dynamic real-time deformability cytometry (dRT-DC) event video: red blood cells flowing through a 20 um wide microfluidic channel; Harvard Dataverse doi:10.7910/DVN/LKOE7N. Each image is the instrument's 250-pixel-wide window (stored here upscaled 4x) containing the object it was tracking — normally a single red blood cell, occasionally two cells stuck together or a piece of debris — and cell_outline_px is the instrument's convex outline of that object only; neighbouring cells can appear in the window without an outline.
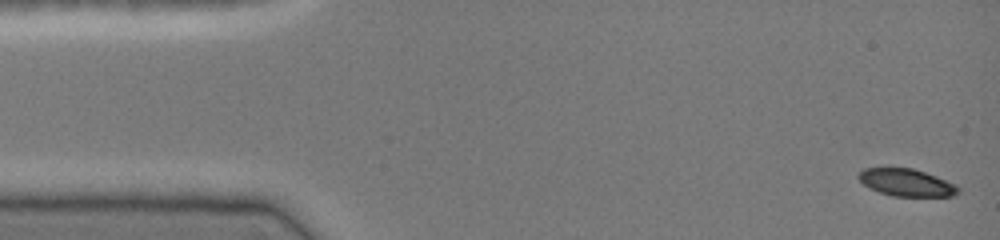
{"species": "common noctule bat (a hibernating species)", "species_latin": "Nyctalus noctula", "temperature_condition": "cold", "stored_images_in_passage": 46, "camera_frame_rate_fps": 3000, "um_per_image_px": 0.085, "animal": {"sex": "female", "body_mass_g": 19.0, "forearm_length_mm": 51.5}, "frame": {"image": 1, "passage_image": 1, "time_ms": 0.0, "image_size_px": [1000, 240], "cell_outline_px": [[960, 192], [952, 196], [892, 196], [880, 192], [864, 184], [856, 176], [864, 168], [912, 168], [936, 176], [956, 184], [960, 188]], "centroid_in_image_um": [77.08, 15.52], "position_along_channel_um": 7.9, "area_um2": 15.72}}
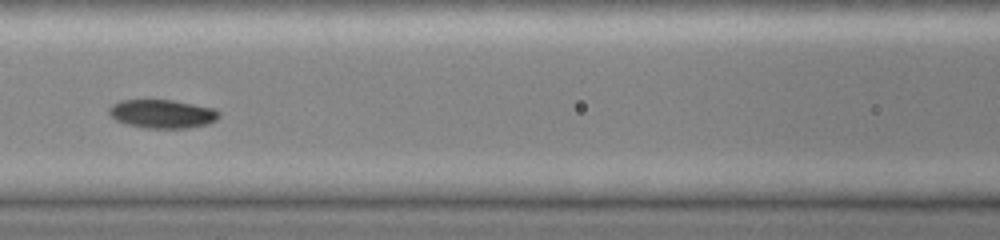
{"frame": {"image": 2, "passage_image": 20, "time_ms": 6.333, "image_size_px": [1000, 240], "cell_outline_px": [[220, 116], [216, 120], [208, 124], [188, 128], [144, 128], [128, 124], [116, 120], [108, 112], [108, 108], [112, 104], [120, 100], [172, 100], [216, 108], [220, 112]], "centroid_in_image_um": [13.82, 9.67], "position_along_channel_um": 152.8, "area_um2": 18.44}}
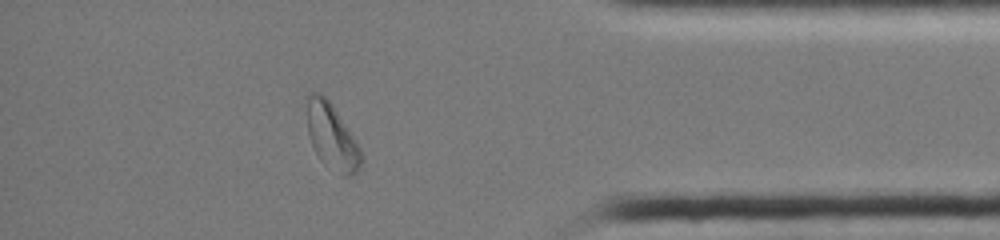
{"frame": {"image": 3, "passage_image": 40, "time_ms": 13.0, "image_size_px": [1000, 240], "cell_outline_px": [[364, 160], [360, 168], [352, 176], [340, 176], [324, 164], [320, 160], [308, 136], [304, 96], [312, 92], [316, 92], [324, 96], [332, 104], [356, 140], [364, 156]], "centroid_in_image_um": [28.19, 11.61], "position_along_channel_um": 407.0, "area_um2": 21.44}, "authors_computed_cell_mechanics": {"area_um2": 18.3804, "velocity_mm_per_s": 4.0766, "shape_relaxation_time_tau1_ms": 4.1577, "shape_relaxation_time_tau2_ms": 4.7546, "deformation_change_tau1": 0.1464, "deformation_change_tau2": 0.0849}}